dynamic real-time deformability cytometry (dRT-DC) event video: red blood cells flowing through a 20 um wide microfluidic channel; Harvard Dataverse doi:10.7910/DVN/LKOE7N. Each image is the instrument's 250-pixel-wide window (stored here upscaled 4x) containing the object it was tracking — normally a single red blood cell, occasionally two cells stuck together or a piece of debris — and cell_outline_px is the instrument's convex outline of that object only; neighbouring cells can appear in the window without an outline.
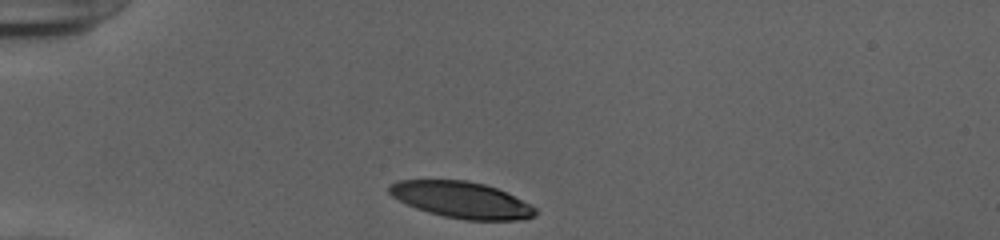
{"species": "human", "species_latin": "Homo sapiens", "temperature_condition": "cold", "stored_images_in_passage": 31, "camera_frame_rate_fps": 3000, "um_per_image_px": 0.085, "donor": {"sex": "female"}, "frame": {"image": 1, "passage_image": 1, "time_ms": 0.0, "image_size_px": [1000, 240], "cell_outline_px": [[536, 216], [524, 220], [464, 220], [444, 216], [428, 212], [416, 208], [392, 196], [388, 192], [388, 184], [396, 180], [468, 180], [484, 184], [508, 192], [536, 208]], "centroid_in_image_um": [39.24, 16.99], "position_along_channel_um": 45.8, "area_um2": 31.1}}
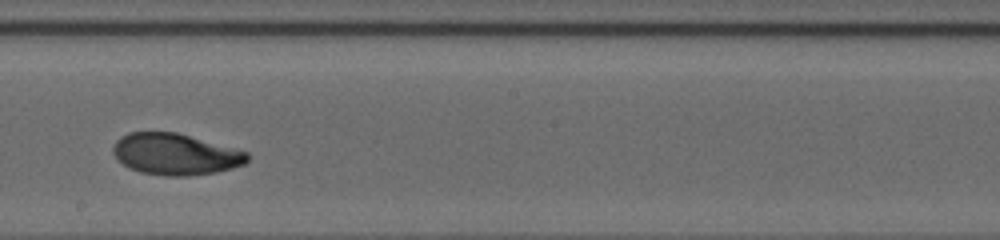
{"frame": {"image": 2, "passage_image": 18, "time_ms": 5.667, "image_size_px": [1000, 240], "cell_outline_px": [[248, 160], [244, 164], [232, 168], [216, 172], [188, 176], [164, 176], [140, 172], [128, 168], [116, 160], [112, 152], [112, 148], [116, 140], [120, 136], [128, 132], [176, 132], [236, 148], [248, 152]], "centroid_in_image_um": [14.87, 13.11], "position_along_channel_um": 233.3, "area_um2": 32.71}}
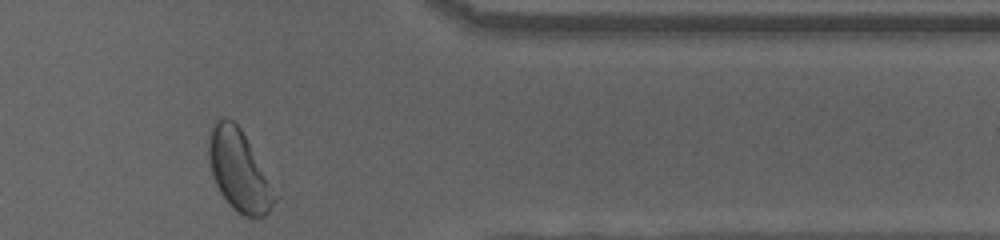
{"frame": {"image": 3, "passage_image": 31, "time_ms": 10.0, "image_size_px": [1000, 240], "cell_outline_px": [[280, 196], [268, 212], [264, 216], [244, 216], [236, 212], [228, 204], [220, 192], [212, 176], [208, 156], [208, 144], [212, 128], [216, 120], [224, 116], [232, 120], [240, 128], [280, 184]], "centroid_in_image_um": [20.46, 14.52], "position_along_channel_um": 390.9, "area_um2": 32.95}, "authors_computed_cell_mechanics": {"area_um2": 32.7148, "velocity_mm_per_s": 3.9049, "shape_relaxation_time_tau1_ms": 2.7647, "shape_relaxation_time_tau2_ms": 2.0733, "deformation_change_tau1": 0.1609, "deformation_change_tau2": 0.0696}}